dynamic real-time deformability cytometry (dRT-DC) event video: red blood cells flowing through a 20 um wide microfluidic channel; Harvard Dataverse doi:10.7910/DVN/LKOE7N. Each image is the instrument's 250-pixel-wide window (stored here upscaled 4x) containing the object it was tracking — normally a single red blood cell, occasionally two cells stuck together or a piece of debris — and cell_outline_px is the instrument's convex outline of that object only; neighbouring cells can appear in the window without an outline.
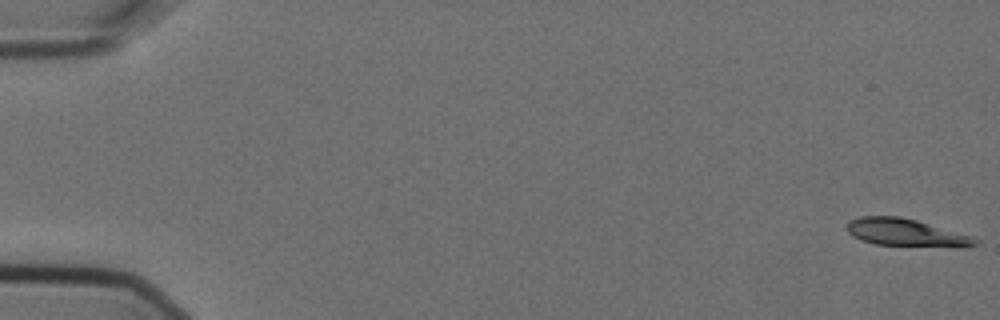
{"species": "Egyptian fruit bat (a non-hibernating species)", "species_latin": "Rousettus aegyptiacus", "temperature_condition": "cold", "stored_images_in_passage": 8, "camera_frame_rate_fps": 3000, "um_per_image_px": 0.085, "animal": {"sex": "female"}, "frame": {"image": 1, "passage_image": 1, "time_ms": 0.0, "image_size_px": [1000, 320], "cell_outline_px": [[980, 240], [976, 244], [968, 248], [960, 248], [876, 244], [860, 240], [852, 236], [848, 232], [848, 220], [860, 216], [900, 216], [916, 220], [972, 236]], "centroid_in_image_um": [77.05, 19.78], "position_along_channel_um": 8.0, "area_um2": 20.81}}
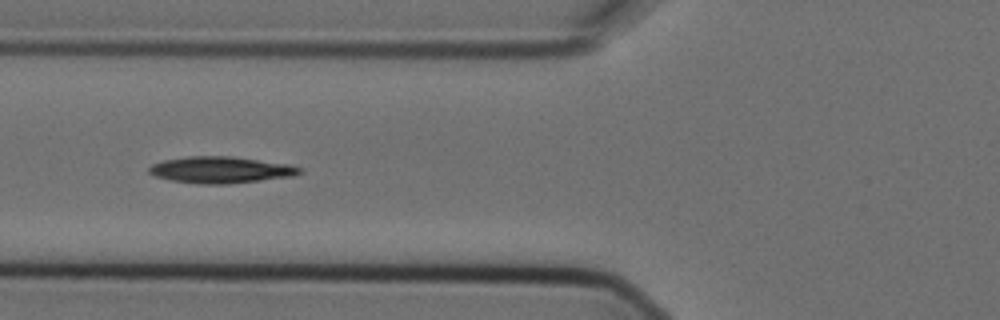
{"frame": {"image": 2, "passage_image": 7, "time_ms": 2.0, "image_size_px": [1000, 320], "cell_outline_px": [[304, 172], [292, 176], [260, 180], [224, 184], [200, 184], [172, 180], [156, 176], [148, 172], [148, 168], [152, 164], [164, 160], [188, 156], [232, 156], [292, 164], [300, 168]], "centroid_in_image_um": [18.79, 14.42], "position_along_channel_um": 107.0, "area_um2": 23.24}}
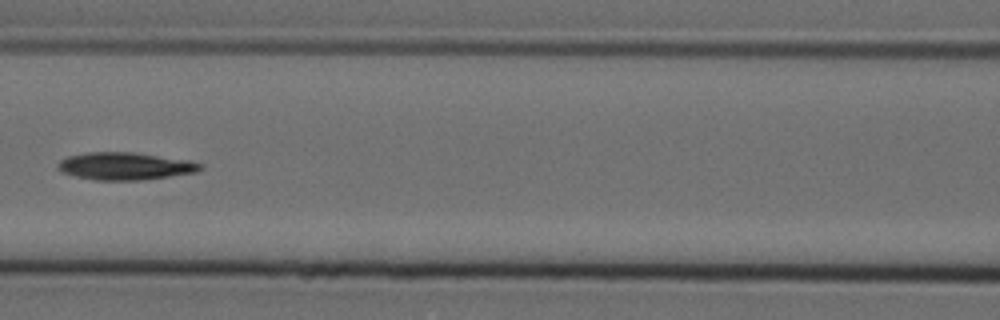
{"frame": {"image": 3, "passage_image": 8, "time_ms": 2.333, "image_size_px": [1000, 320], "cell_outline_px": [[204, 168], [196, 172], [144, 180], [96, 180], [76, 176], [64, 172], [56, 168], [56, 164], [60, 160], [68, 156], [88, 152], [136, 152], [192, 160], [204, 164]], "centroid_in_image_um": [10.69, 14.11], "position_along_channel_um": 155.9, "area_um2": 23.06}}